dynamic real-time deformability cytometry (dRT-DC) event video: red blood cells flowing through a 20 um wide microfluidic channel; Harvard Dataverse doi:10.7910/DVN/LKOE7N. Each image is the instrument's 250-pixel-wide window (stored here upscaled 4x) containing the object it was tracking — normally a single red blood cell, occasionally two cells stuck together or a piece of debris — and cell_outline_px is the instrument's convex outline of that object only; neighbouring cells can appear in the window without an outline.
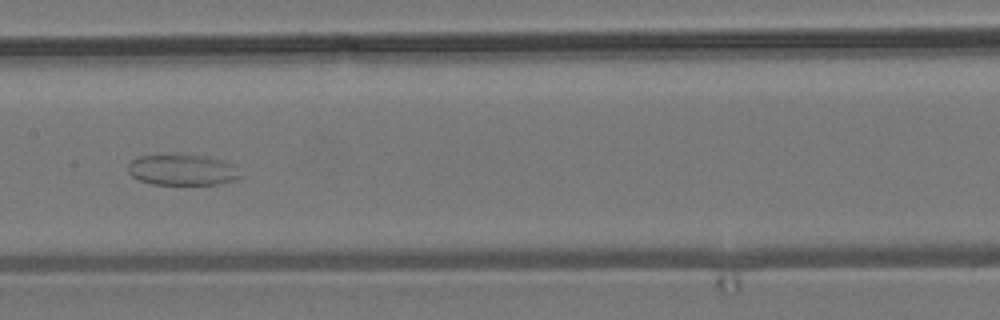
{"species": "common noctule bat (a hibernating species)", "species_latin": "Nyctalus noctula", "temperature_condition": "room temperature", "stored_images_in_passage": 41, "camera_frame_rate_fps": 3000, "um_per_image_px": 0.085, "animal": {"sex": "male", "body_mass_g": 19.2, "forearm_length_mm": 51.8}, "frame": {"image": 1, "passage_image": 21, "time_ms": 6.667, "image_size_px": [1000, 320], "cell_outline_px": [[240, 176], [236, 180], [216, 184], [152, 184], [140, 180], [132, 176], [128, 172], [128, 164], [132, 160], [140, 156], [208, 156], [220, 160], [228, 164]], "centroid_in_image_um": [15.42, 14.46], "position_along_channel_um": 192.0, "area_um2": 19.36}}
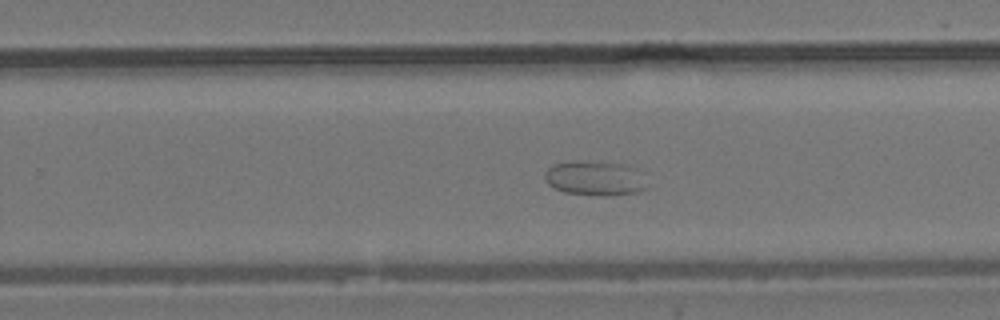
{"frame": {"image": 2, "passage_image": 28, "time_ms": 9.0, "image_size_px": [1000, 320], "cell_outline_px": [[648, 188], [636, 192], [604, 196], [600, 196], [564, 192], [548, 184], [544, 176], [544, 172], [552, 164], [572, 160], [620, 164], [628, 168]], "centroid_in_image_um": [50.39, 15.16], "position_along_channel_um": 279.4, "area_um2": 19.77}}
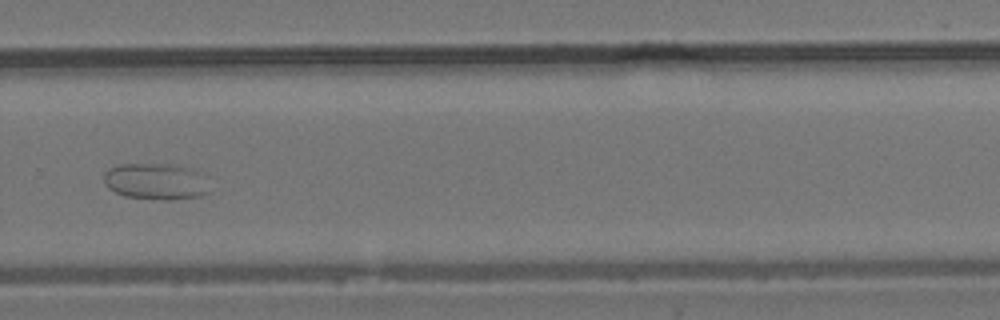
{"frame": {"image": 3, "passage_image": 31, "time_ms": 10.0, "image_size_px": [1000, 320], "cell_outline_px": [[212, 192], [200, 196], [172, 200], [164, 200], [124, 196], [108, 188], [104, 184], [104, 172], [108, 168], [120, 164], [176, 164], [192, 168], [204, 172]], "centroid_in_image_um": [13.32, 15.41], "position_along_channel_um": 316.5, "area_um2": 23.12}}